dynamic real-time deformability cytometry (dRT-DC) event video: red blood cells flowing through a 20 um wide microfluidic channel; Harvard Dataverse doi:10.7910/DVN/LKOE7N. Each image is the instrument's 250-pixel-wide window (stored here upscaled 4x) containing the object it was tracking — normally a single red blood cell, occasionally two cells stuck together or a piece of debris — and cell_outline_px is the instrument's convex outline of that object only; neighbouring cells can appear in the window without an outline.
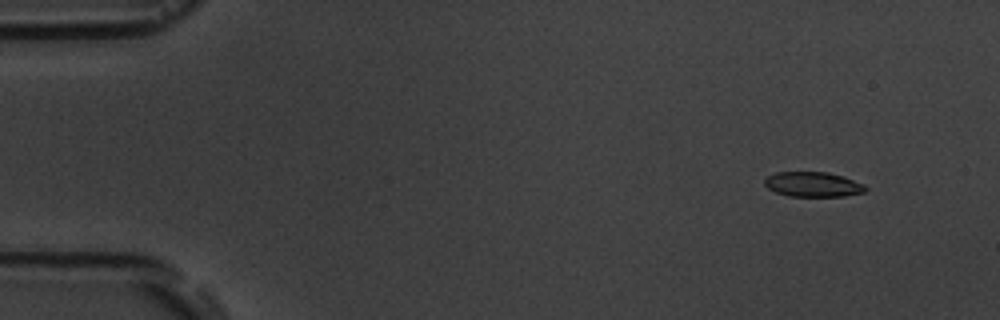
{"species": "common noctule bat (a hibernating species)", "species_latin": "Nyctalus noctula", "temperature_condition": "room temperature", "stored_images_in_passage": 5, "camera_frame_rate_fps": 3000, "um_per_image_px": 0.085, "animal": {"sex": "male", "body_mass_g": 19.5, "forearm_length_mm": 54.6}, "frame": {"image": 1, "passage_image": 1, "time_ms": 0.0, "image_size_px": [1000, 320], "cell_outline_px": [[868, 188], [864, 192], [844, 196], [788, 196], [776, 192], [768, 188], [764, 184], [764, 180], [768, 176], [776, 172], [828, 172], [844, 176], [864, 184]], "centroid_in_image_um": [69.12, 15.67], "position_along_channel_um": 15.9, "area_um2": 14.68}}
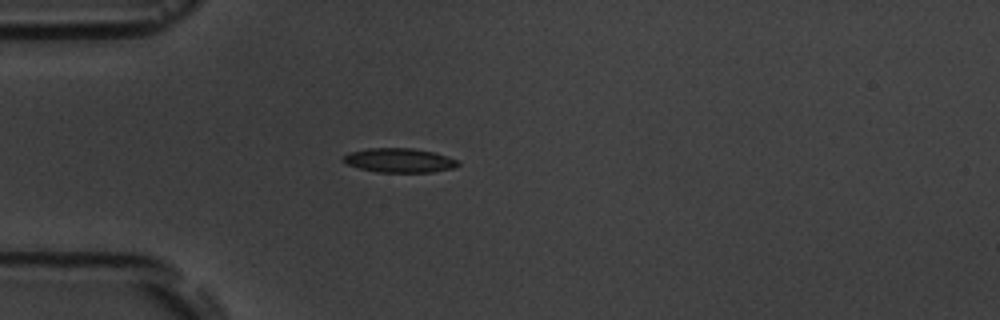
{"frame": {"image": 2, "passage_image": 4, "time_ms": 3.667, "image_size_px": [1000, 320], "cell_outline_px": [[460, 164], [456, 168], [432, 172], [376, 172], [360, 168], [348, 164], [344, 160], [344, 156], [348, 152], [368, 148], [412, 148], [432, 152], [460, 160]], "centroid_in_image_um": [33.99, 13.63], "position_along_channel_um": 51.0, "area_um2": 16.18}}